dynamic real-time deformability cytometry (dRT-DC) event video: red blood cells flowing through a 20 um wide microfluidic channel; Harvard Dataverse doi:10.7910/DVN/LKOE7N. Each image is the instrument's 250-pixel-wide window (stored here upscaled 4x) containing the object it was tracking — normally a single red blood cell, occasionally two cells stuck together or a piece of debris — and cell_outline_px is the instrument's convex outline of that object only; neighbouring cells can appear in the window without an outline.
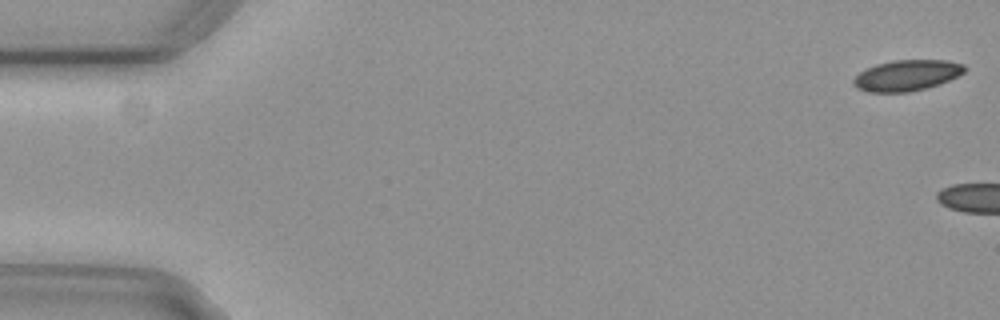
{"species": "common noctule bat (a hibernating species)", "species_latin": "Nyctalus noctula", "temperature_condition": "cold", "stored_images_in_passage": 5, "camera_frame_rate_fps": 3000, "um_per_image_px": 0.085, "animal": {"sex": "female", "body_mass_g": 29.2, "forearm_length_mm": 56.3}, "frame": {"image": 1, "passage_image": 1, "time_ms": 0.0, "image_size_px": [1000, 320], "cell_outline_px": [[964, 72], [940, 84], [908, 92], [868, 92], [856, 88], [852, 84], [852, 80], [860, 72], [876, 64], [892, 60], [948, 60], [964, 64]], "centroid_in_image_um": [77.04, 6.4], "position_along_channel_um": 8.0, "area_um2": 19.88}}